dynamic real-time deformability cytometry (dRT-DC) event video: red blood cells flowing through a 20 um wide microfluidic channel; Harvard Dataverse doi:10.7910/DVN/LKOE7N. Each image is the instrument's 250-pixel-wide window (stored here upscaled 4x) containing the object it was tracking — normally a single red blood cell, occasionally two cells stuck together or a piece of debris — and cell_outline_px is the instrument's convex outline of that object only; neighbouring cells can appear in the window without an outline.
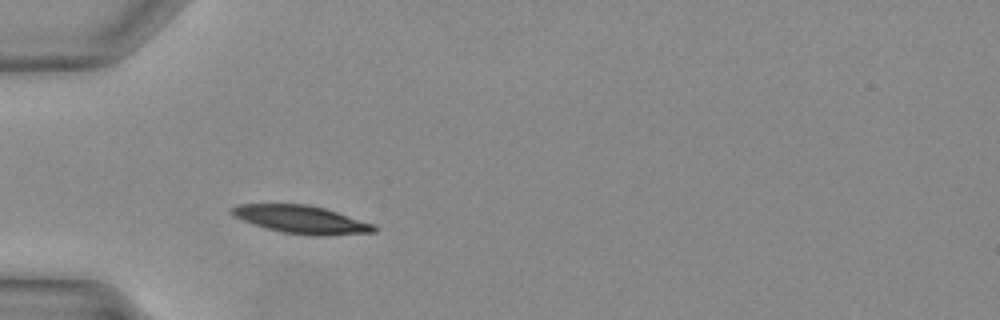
{"species": "Egyptian fruit bat (a non-hibernating species)", "species_latin": "Rousettus aegyptiacus", "temperature_condition": "warm", "stored_images_in_passage": 34, "camera_frame_rate_fps": 3000, "um_per_image_px": 0.085, "animal": {"sex": "female"}, "frame": {"image": 1, "passage_image": 7, "time_ms": 2.0, "image_size_px": [1000, 320], "cell_outline_px": [[376, 232], [328, 236], [308, 236], [280, 232], [264, 228], [252, 224], [232, 216], [228, 212], [232, 208], [240, 204], [304, 204], [324, 208], [376, 224]], "centroid_in_image_um": [25.61, 18.68], "position_along_channel_um": 59.4, "area_um2": 23.52}}
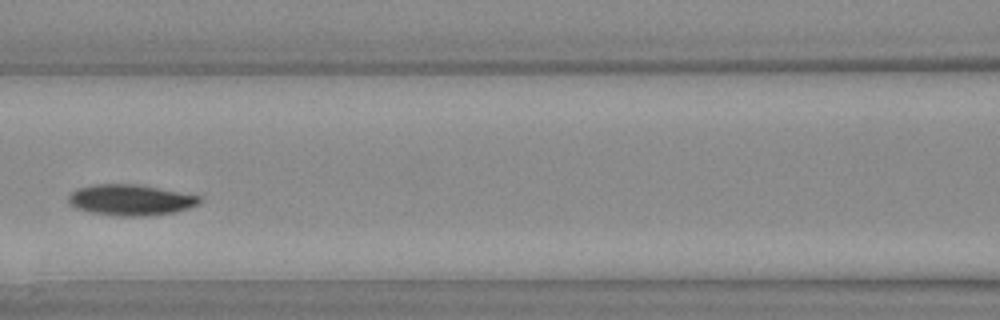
{"frame": {"image": 2, "passage_image": 13, "time_ms": 4.0, "image_size_px": [1000, 320], "cell_outline_px": [[200, 204], [176, 212], [148, 216], [112, 216], [88, 212], [76, 208], [68, 204], [68, 196], [76, 188], [96, 184], [136, 184], [200, 196]], "centroid_in_image_um": [11.05, 17.01], "position_along_channel_um": 155.5, "area_um2": 23.76}}
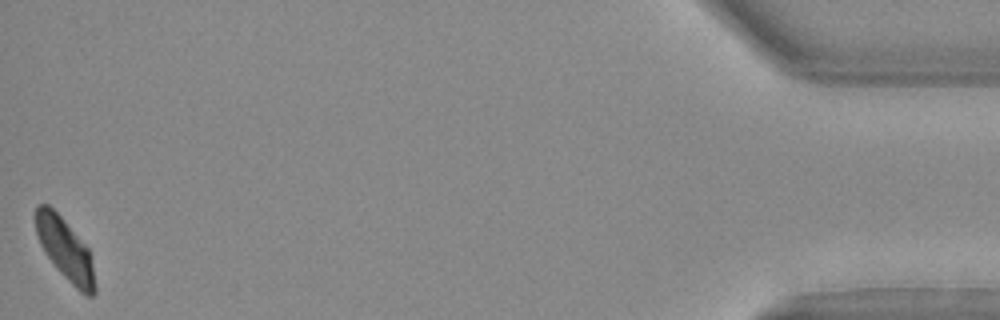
{"frame": {"image": 3, "passage_image": 34, "time_ms": 11.0, "image_size_px": [1000, 320], "cell_outline_px": [[96, 292], [92, 296], [88, 296], [80, 292], [60, 272], [44, 252], [40, 244], [36, 232], [36, 204], [48, 204], [64, 220], [88, 248], [92, 264], [96, 288]], "centroid_in_image_um": [5.54, 21.2], "position_along_channel_um": 429.7, "area_um2": 20.98}}